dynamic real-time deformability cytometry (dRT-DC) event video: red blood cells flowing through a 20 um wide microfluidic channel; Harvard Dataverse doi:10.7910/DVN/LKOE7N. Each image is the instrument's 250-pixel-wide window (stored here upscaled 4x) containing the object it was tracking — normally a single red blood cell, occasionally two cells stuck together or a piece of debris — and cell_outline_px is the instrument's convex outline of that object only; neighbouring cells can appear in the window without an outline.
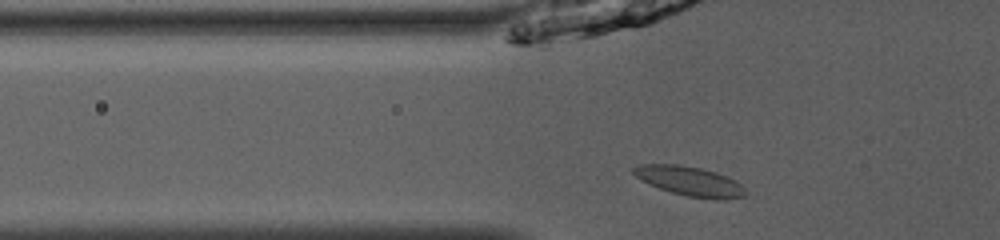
{"species": "common noctule bat (a hibernating species)", "species_latin": "Nyctalus noctula", "temperature_condition": "room temperature", "stored_images_in_passage": 42, "segment_of_instrument_passage": [1, 2], "camera_frame_rate_fps": 3000, "um_per_image_px": 0.085, "animal": {"sex": "male", "body_mass_g": 13.0, "forearm_length_mm": 53.1}, "frame": {"image": 1, "passage_image": 8, "time_ms": 2.333, "image_size_px": [1000, 240], "cell_outline_px": [[748, 196], [724, 200], [716, 200], [688, 196], [672, 192], [660, 188], [636, 176], [632, 172], [632, 168], [640, 164], [676, 164], [700, 168], [716, 172], [728, 176], [736, 180], [748, 192]], "centroid_in_image_um": [58.72, 15.41], "position_along_channel_um": 67.1, "area_um2": 19.25}}
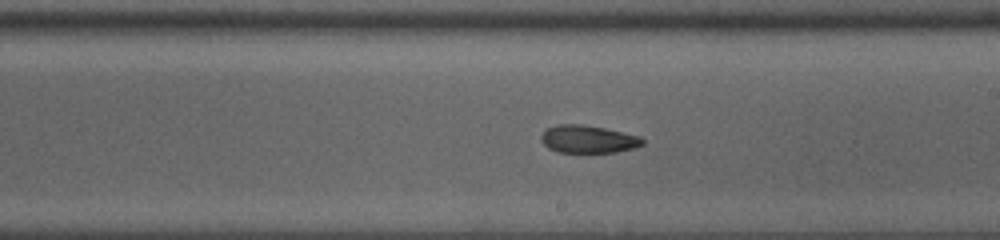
{"frame": {"image": 2, "passage_image": 21, "time_ms": 6.667, "image_size_px": [1000, 240], "cell_outline_px": [[644, 144], [636, 148], [616, 152], [560, 152], [548, 148], [540, 140], [540, 136], [548, 128], [560, 124], [580, 124], [604, 128], [640, 136], [644, 140]], "centroid_in_image_um": [50.01, 11.83], "position_along_channel_um": 239.0, "area_um2": 16.3}}
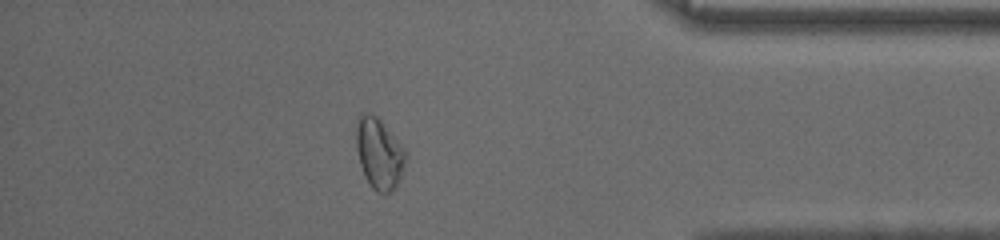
{"frame": {"image": 3, "passage_image": 35, "time_ms": 11.333, "image_size_px": [1000, 240], "cell_outline_px": [[404, 168], [392, 192], [376, 192], [372, 188], [364, 176], [360, 164], [356, 148], [356, 128], [360, 112], [368, 112], [376, 116], [380, 120], [404, 148]], "centroid_in_image_um": [32.18, 13.04], "position_along_channel_um": 403.0, "area_um2": 20.06}}